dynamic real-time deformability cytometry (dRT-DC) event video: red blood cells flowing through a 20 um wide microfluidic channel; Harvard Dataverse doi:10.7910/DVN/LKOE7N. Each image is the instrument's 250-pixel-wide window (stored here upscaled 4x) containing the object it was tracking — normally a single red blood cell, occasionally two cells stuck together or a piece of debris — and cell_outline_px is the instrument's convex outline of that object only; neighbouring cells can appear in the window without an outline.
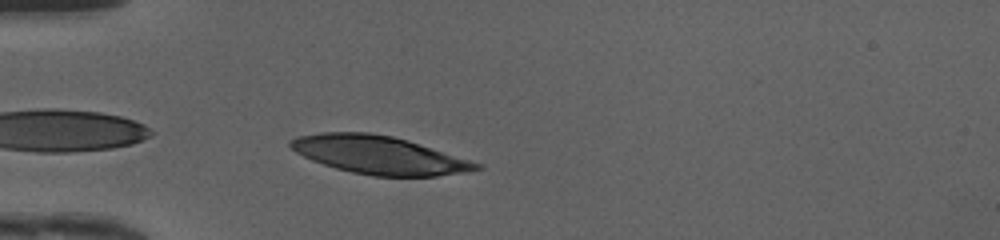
{"species": "human", "species_latin": "Homo sapiens", "temperature_condition": "cold", "stored_images_in_passage": 30, "camera_frame_rate_fps": 3000, "um_per_image_px": 0.085, "donor": {"sex": "female"}, "frame": {"image": 1, "passage_image": 2, "time_ms": 0.333, "image_size_px": [1000, 240], "cell_outline_px": [[484, 168], [472, 172], [436, 176], [372, 176], [352, 172], [336, 168], [312, 160], [296, 152], [288, 144], [288, 140], [296, 136], [320, 132], [368, 132], [392, 136], [408, 140], [484, 164]], "centroid_in_image_um": [32.27, 13.17], "position_along_channel_um": 52.7, "area_um2": 41.56}}
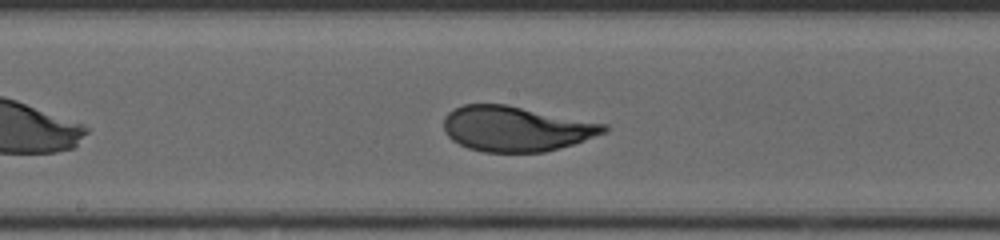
{"frame": {"image": 2, "passage_image": 14, "time_ms": 4.333, "image_size_px": [1000, 240], "cell_outline_px": [[612, 128], [608, 132], [572, 144], [544, 152], [484, 152], [468, 148], [452, 140], [444, 132], [444, 116], [452, 108], [464, 104], [504, 104], [608, 124]], "centroid_in_image_um": [43.86, 10.94], "position_along_channel_um": 204.3, "area_um2": 42.31}}
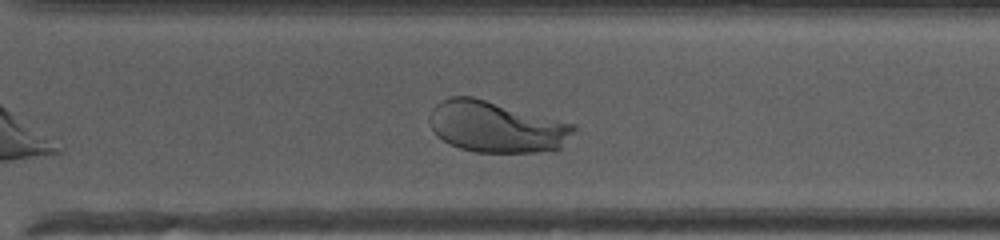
{"frame": {"image": 3, "passage_image": 23, "time_ms": 7.333, "image_size_px": [1000, 240], "cell_outline_px": [[576, 128], [560, 148], [536, 152], [476, 152], [460, 148], [448, 144], [436, 136], [432, 128], [428, 116], [432, 108], [440, 100], [452, 96], [472, 96], [576, 124]], "centroid_in_image_um": [42.14, 10.77], "position_along_channel_um": 328.5, "area_um2": 43.06}, "authors_computed_cell_mechanics": {"area_um2": 42.6564, "velocity_mm_per_s": 4.1378, "shape_relaxation_time_tau1_ms": 3.4597, "shape_relaxation_time_tau2_ms": null, "deformation_change_tau1": 0.1869, "deformation_change_tau2": null}}